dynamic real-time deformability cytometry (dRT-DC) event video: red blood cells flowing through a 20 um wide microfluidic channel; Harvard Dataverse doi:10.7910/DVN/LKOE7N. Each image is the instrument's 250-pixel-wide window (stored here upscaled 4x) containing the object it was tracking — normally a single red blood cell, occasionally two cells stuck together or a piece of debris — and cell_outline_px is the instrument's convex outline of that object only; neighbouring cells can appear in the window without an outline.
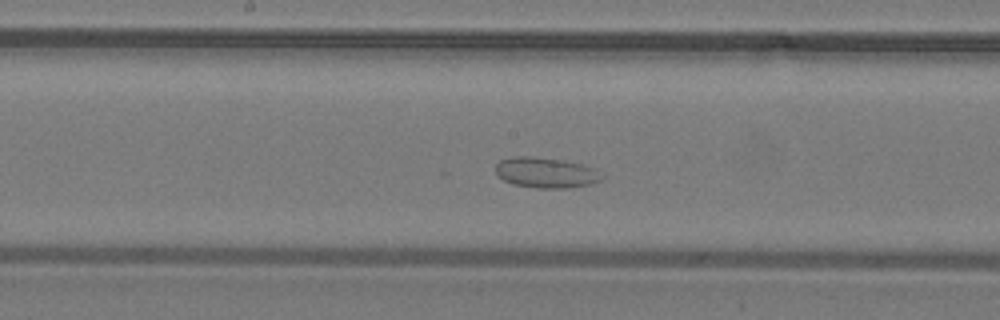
{"species": "common noctule bat (a hibernating species)", "species_latin": "Nyctalus noctula", "temperature_condition": "warm", "stored_images_in_passage": 28, "camera_frame_rate_fps": 3000, "um_per_image_px": 0.085, "animal": {"sex": "male", "body_mass_g": 19.2, "forearm_length_mm": 51.8}, "frame": {"image": 1, "passage_image": 15, "time_ms": 4.667, "image_size_px": [1000, 320], "cell_outline_px": [[604, 176], [600, 180], [588, 184], [568, 188], [536, 188], [516, 184], [504, 180], [496, 176], [496, 164], [500, 160], [516, 156], [532, 156], [564, 160], [596, 168]], "centroid_in_image_um": [46.4, 14.66], "position_along_channel_um": 201.8, "area_um2": 18.84}}
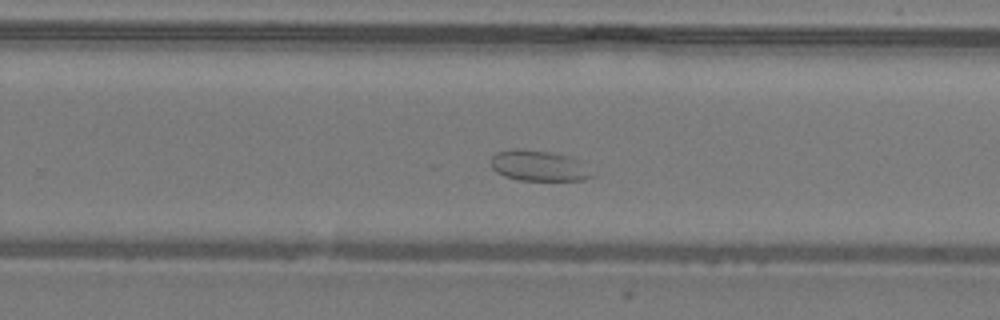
{"frame": {"image": 2, "passage_image": 20, "time_ms": 6.333, "image_size_px": [1000, 320], "cell_outline_px": [[596, 176], [584, 180], [516, 180], [504, 176], [496, 172], [492, 168], [492, 156], [496, 152], [548, 152], [568, 156], [576, 160]], "centroid_in_image_um": [45.82, 14.16], "position_along_channel_um": 284.0, "area_um2": 17.05}}
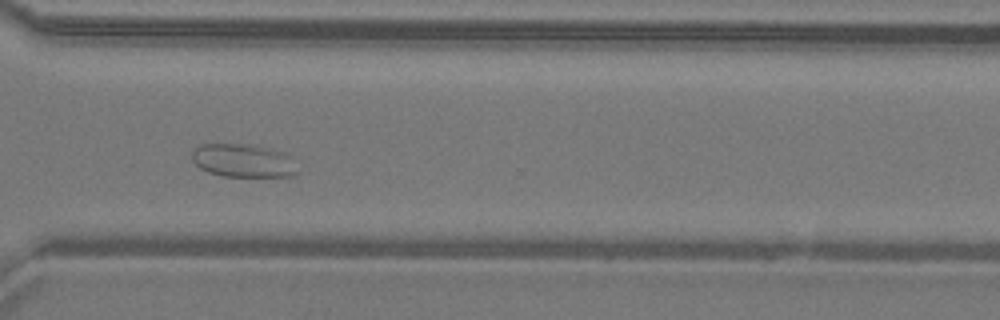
{"frame": {"image": 3, "passage_image": 24, "time_ms": 7.667, "image_size_px": [1000, 320], "cell_outline_px": [[296, 172], [292, 176], [224, 176], [208, 172], [200, 168], [192, 160], [192, 152], [200, 144], [252, 144], [288, 152], [292, 156]], "centroid_in_image_um": [20.69, 13.63], "position_along_channel_um": 349.9, "area_um2": 20.58}}